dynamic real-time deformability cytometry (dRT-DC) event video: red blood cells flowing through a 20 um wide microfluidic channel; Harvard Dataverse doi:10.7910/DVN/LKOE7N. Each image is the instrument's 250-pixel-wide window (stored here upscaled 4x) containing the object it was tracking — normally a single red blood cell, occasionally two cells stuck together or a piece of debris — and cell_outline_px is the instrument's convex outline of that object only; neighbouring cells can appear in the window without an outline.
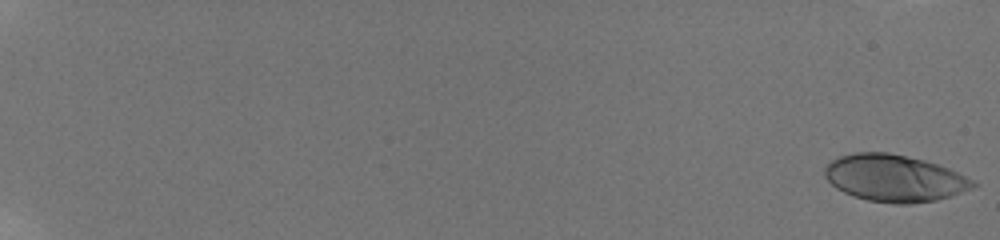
{"species": "human", "species_latin": "Homo sapiens", "temperature_condition": "room temperature", "stored_images_in_passage": 51, "camera_frame_rate_fps": 3000, "um_per_image_px": 0.085, "donor": {"sex": "male"}, "frame": {"image": 1, "passage_image": 1, "time_ms": 0.0, "image_size_px": [1000, 240], "cell_outline_px": [[980, 184], [972, 188], [936, 200], [908, 204], [892, 204], [868, 200], [852, 196], [836, 188], [824, 176], [824, 168], [832, 160], [840, 156], [856, 152], [888, 152], [924, 160], [948, 168]], "centroid_in_image_um": [75.99, 15.15], "position_along_channel_um": 9.0, "area_um2": 40.29}}
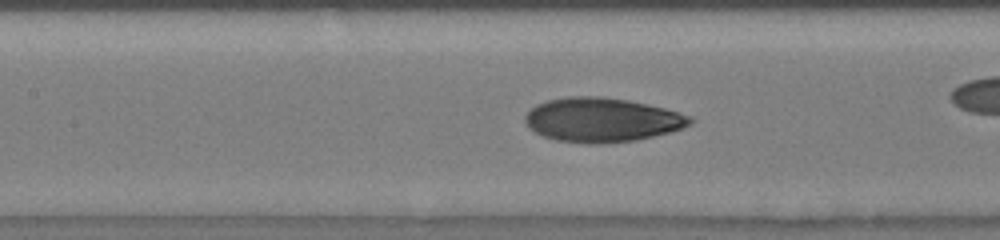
{"frame": {"image": 2, "passage_image": 32, "time_ms": 10.333, "image_size_px": [1000, 240], "cell_outline_px": [[692, 124], [684, 128], [636, 140], [600, 144], [588, 144], [556, 140], [544, 136], [528, 128], [524, 120], [524, 116], [536, 104], [548, 100], [568, 96], [600, 96], [628, 100], [664, 108], [692, 116]], "centroid_in_image_um": [51.15, 10.19], "position_along_channel_um": 156.2, "area_um2": 42.54}}
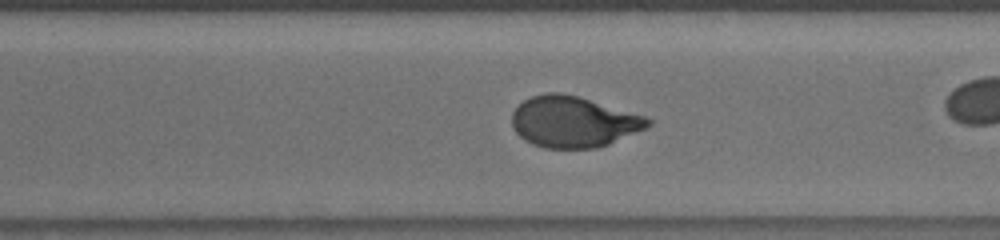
{"frame": {"image": 3, "passage_image": 45, "time_ms": 14.667, "image_size_px": [1000, 240], "cell_outline_px": [[652, 124], [644, 128], [608, 144], [596, 148], [544, 148], [532, 144], [524, 140], [512, 128], [512, 112], [524, 100], [532, 96], [548, 92], [560, 92], [580, 96], [644, 116], [652, 120]], "centroid_in_image_um": [48.7, 10.34], "position_along_channel_um": 321.9, "area_um2": 40.29}}